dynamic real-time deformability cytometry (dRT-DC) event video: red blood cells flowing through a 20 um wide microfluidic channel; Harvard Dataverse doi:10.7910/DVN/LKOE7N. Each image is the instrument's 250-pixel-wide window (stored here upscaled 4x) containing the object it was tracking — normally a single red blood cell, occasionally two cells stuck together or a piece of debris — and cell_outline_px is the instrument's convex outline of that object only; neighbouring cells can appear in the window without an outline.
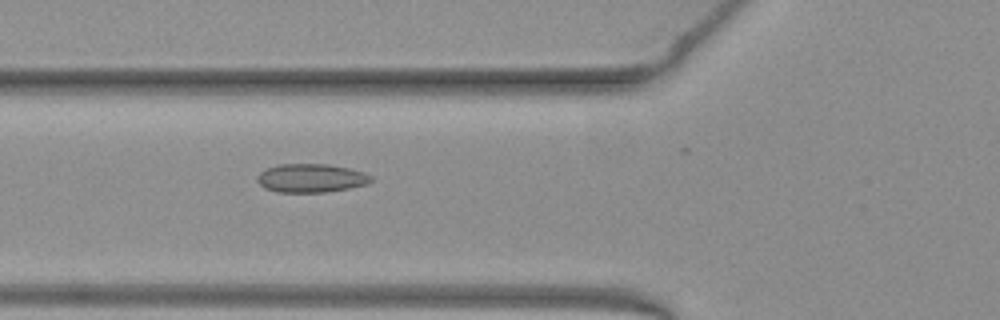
{"species": "common noctule bat (a hibernating species)", "species_latin": "Nyctalus noctula", "temperature_condition": "warm", "stored_images_in_passage": 29, "camera_frame_rate_fps": 3000, "um_per_image_px": 0.085, "animal": {"sex": "female", "body_mass_g": 19.3, "forearm_length_mm": 54.1}, "frame": {"image": 1, "passage_image": 3, "time_ms": 0.667, "image_size_px": [1000, 320], "cell_outline_px": [[372, 180], [368, 184], [348, 188], [324, 192], [276, 192], [264, 188], [256, 180], [256, 176], [260, 172], [268, 168], [280, 164], [328, 164], [348, 168], [364, 172], [372, 176]], "centroid_in_image_um": [26.42, 15.14], "position_along_channel_um": 99.4, "area_um2": 18.96}}
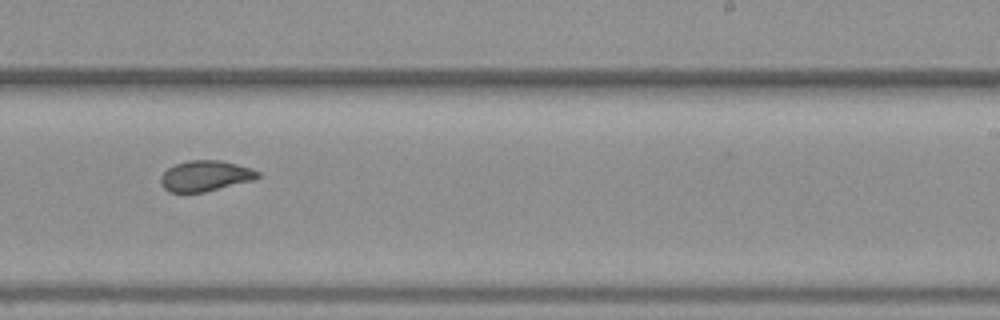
{"frame": {"image": 2, "passage_image": 16, "time_ms": 5.0, "image_size_px": [1000, 320], "cell_outline_px": [[260, 176], [252, 180], [204, 192], [168, 192], [160, 184], [160, 176], [168, 168], [176, 164], [188, 160], [220, 160], [252, 168], [260, 172]], "centroid_in_image_um": [17.43, 14.95], "position_along_channel_um": 271.6, "area_um2": 17.28}}
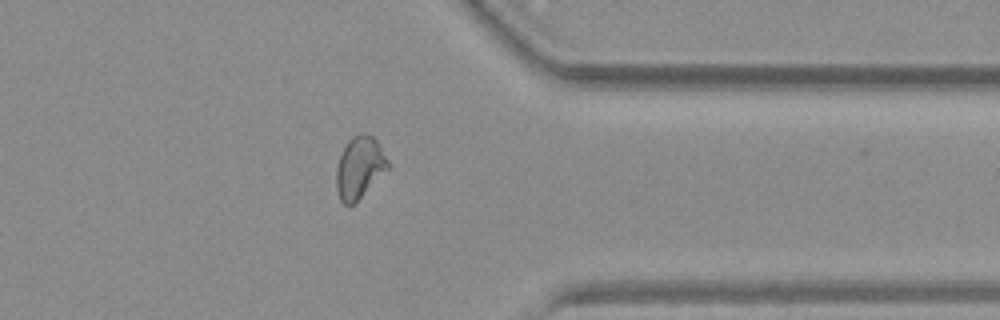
{"frame": {"image": 3, "passage_image": 25, "time_ms": 8.0, "image_size_px": [1000, 320], "cell_outline_px": [[392, 164], [356, 204], [344, 204], [340, 200], [336, 188], [336, 168], [340, 156], [348, 140], [352, 136], [360, 132], [364, 132], [372, 136], [376, 140]], "centroid_in_image_um": [30.57, 14.24], "position_along_channel_um": 380.8, "area_um2": 18.9}}